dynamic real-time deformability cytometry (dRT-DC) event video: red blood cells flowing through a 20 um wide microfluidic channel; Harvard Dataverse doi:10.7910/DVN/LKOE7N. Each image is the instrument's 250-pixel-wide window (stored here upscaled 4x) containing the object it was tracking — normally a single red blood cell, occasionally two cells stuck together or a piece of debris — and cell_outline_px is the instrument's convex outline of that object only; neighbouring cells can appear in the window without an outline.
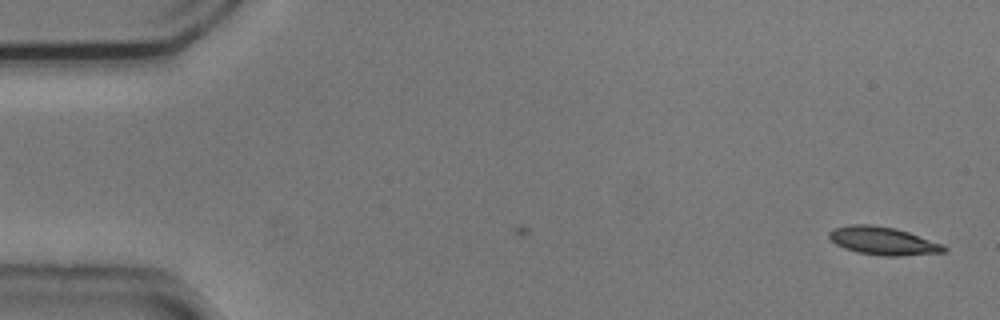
{"species": "common noctule bat (a hibernating species)", "species_latin": "Nyctalus noctula", "temperature_condition": "cold", "stored_images_in_passage": 2, "camera_frame_rate_fps": 3000, "um_per_image_px": 0.085, "animal": {"sex": "male", "body_mass_g": 20.5, "forearm_length_mm": 52.5}, "frame": {"image": 1, "passage_image": 2, "time_ms": 0.333, "image_size_px": [1000, 320], "cell_outline_px": [[948, 248], [944, 252], [900, 256], [884, 256], [856, 252], [844, 248], [836, 244], [828, 236], [828, 232], [832, 228], [852, 224], [872, 224], [896, 228], [944, 244]], "centroid_in_image_um": [75.05, 20.47], "position_along_channel_um": 9.9, "area_um2": 18.9}}